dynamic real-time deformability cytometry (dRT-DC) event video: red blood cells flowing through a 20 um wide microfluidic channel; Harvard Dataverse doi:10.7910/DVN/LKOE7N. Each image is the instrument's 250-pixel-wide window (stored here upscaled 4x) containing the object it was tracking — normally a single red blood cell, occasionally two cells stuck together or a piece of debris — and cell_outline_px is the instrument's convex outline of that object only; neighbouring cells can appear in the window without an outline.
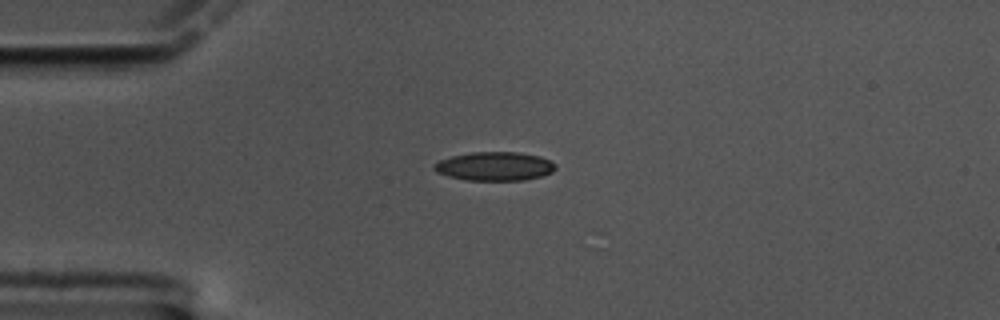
{"species": "common noctule bat (a hibernating species)", "species_latin": "Nyctalus noctula", "temperature_condition": "cold", "stored_images_in_passage": 46, "camera_frame_rate_fps": 3000, "um_per_image_px": 0.085, "animal": {"sex": "male", "body_mass_g": 17.5, "forearm_length_mm": 52.3}, "frame": {"image": 1, "passage_image": 1, "time_ms": 0.0, "image_size_px": [1000, 320], "cell_outline_px": [[556, 168], [552, 172], [540, 176], [524, 180], [468, 180], [448, 176], [436, 172], [432, 168], [432, 164], [440, 160], [452, 156], [472, 152], [520, 152], [540, 156], [552, 160], [556, 164]], "centroid_in_image_um": [42.05, 14.12], "position_along_channel_um": 42.9, "area_um2": 20.46}}
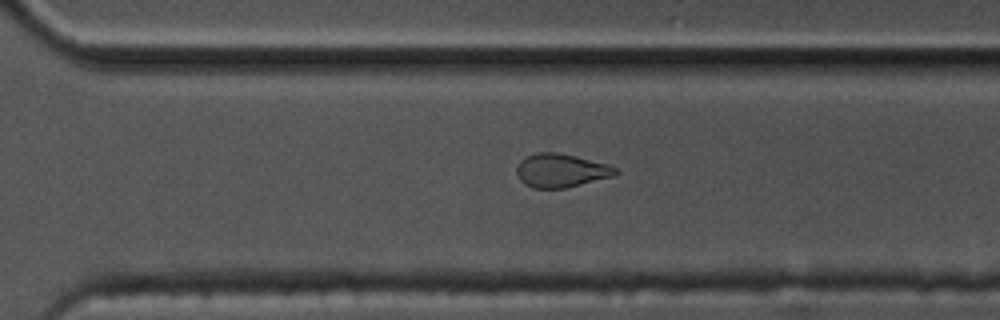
{"frame": {"image": 2, "passage_image": 28, "time_ms": 9.0, "image_size_px": [1000, 320], "cell_outline_px": [[620, 172], [616, 176], [564, 188], [532, 188], [524, 184], [520, 180], [516, 172], [516, 168], [520, 160], [528, 156], [540, 152], [556, 152], [576, 156], [608, 164], [616, 168]], "centroid_in_image_um": [47.7, 14.5], "position_along_channel_um": 322.9, "area_um2": 19.42}}
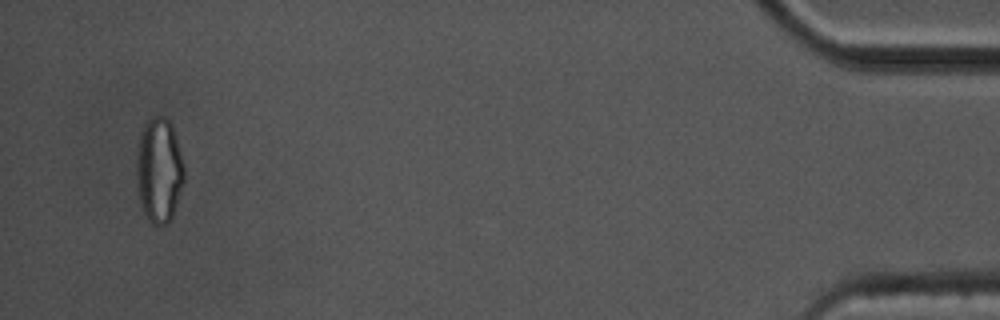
{"frame": {"image": 3, "passage_image": 44, "time_ms": 14.333, "image_size_px": [1000, 320], "cell_outline_px": [[184, 180], [172, 220], [168, 224], [152, 224], [144, 216], [140, 208], [136, 180], [136, 160], [140, 132], [144, 120], [152, 116], [164, 116], [172, 124], [184, 164]], "centroid_in_image_um": [13.5, 14.48], "position_along_channel_um": 421.7, "area_um2": 29.94}, "authors_computed_cell_mechanics": {"area_um2": 20.4034, "velocity_mm_per_s": 3.3447, "shape_relaxation_time_tau1_ms": 7.161, "shape_relaxation_time_tau2_ms": 3.3323, "deformation_change_tau1": 0.1456, "deformation_change_tau2": 0.0916}}